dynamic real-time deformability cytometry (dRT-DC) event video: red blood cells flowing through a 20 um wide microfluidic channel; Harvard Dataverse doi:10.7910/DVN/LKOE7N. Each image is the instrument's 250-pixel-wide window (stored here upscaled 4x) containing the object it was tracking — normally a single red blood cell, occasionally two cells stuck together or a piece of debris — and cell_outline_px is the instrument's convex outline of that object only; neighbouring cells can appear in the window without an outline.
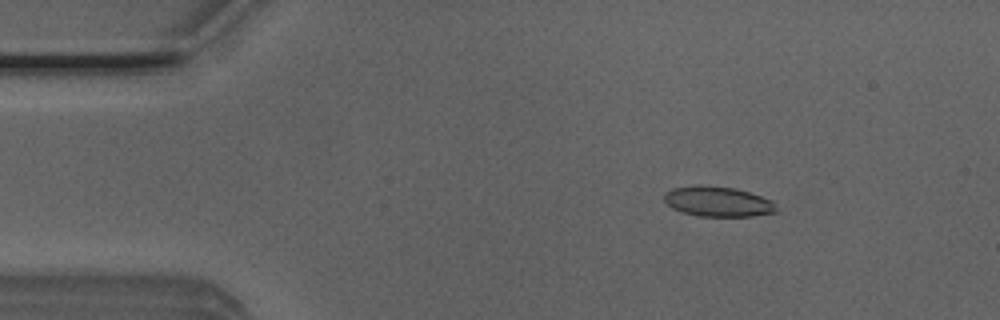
{"species": "Egyptian fruit bat (a non-hibernating species)", "species_latin": "Rousettus aegyptiacus", "temperature_condition": "room temperature", "stored_images_in_passage": 4, "camera_frame_rate_fps": 3000, "um_per_image_px": 0.085, "animal": {"sex": "male"}, "frame": {"image": 1, "passage_image": 3, "time_ms": 0.667, "image_size_px": [1000, 320], "cell_outline_px": [[776, 212], [752, 216], [700, 216], [680, 212], [672, 208], [664, 200], [664, 192], [672, 188], [696, 184], [700, 184], [736, 188], [772, 200], [776, 204]], "centroid_in_image_um": [60.98, 17.12], "position_along_channel_um": 24.0, "area_um2": 19.88}}